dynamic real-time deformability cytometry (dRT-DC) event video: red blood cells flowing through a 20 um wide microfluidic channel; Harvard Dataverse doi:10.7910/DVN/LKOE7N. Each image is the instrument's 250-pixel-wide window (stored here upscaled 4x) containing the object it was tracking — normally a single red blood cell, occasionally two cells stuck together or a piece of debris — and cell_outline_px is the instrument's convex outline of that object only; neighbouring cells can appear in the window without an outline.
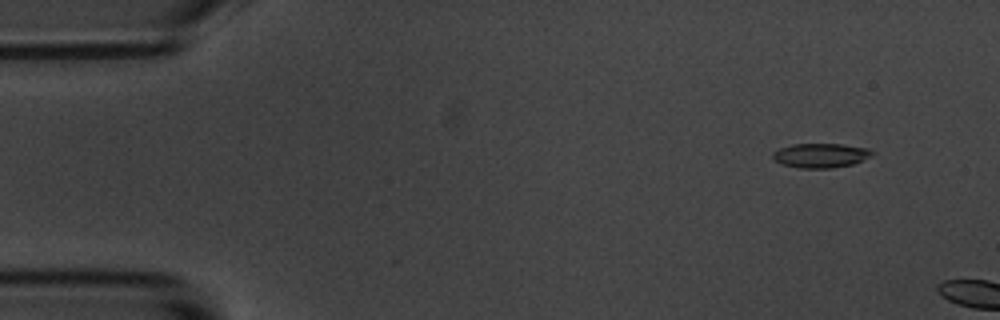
{"species": "common noctule bat (a hibernating species)", "species_latin": "Nyctalus noctula", "temperature_condition": "room temperature", "stored_images_in_passage": 3, "camera_frame_rate_fps": 3000, "um_per_image_px": 0.085, "animal": {"sex": "male", "body_mass_g": 20.1, "forearm_length_mm": 53.5}, "frame": {"image": 1, "passage_image": 2, "time_ms": 1.0, "image_size_px": [1000, 320], "cell_outline_px": [[876, 152], [872, 156], [864, 160], [852, 164], [832, 168], [800, 168], [784, 164], [776, 160], [772, 156], [772, 152], [780, 148], [792, 144], [840, 144], [868, 148]], "centroid_in_image_um": [69.8, 13.21], "position_along_channel_um": 15.2, "area_um2": 14.1}}